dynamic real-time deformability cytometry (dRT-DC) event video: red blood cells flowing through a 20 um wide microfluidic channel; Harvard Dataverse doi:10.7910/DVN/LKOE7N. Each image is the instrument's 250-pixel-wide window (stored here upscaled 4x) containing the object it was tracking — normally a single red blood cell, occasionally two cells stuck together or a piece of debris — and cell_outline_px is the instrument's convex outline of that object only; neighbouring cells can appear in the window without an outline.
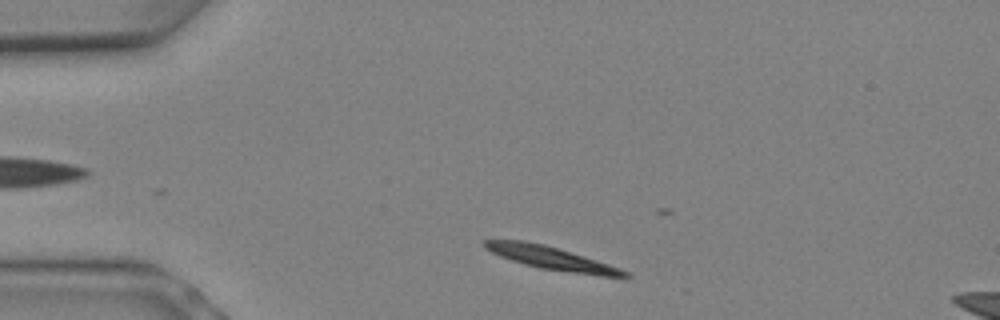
{"species": "Egyptian fruit bat (a non-hibernating species)", "species_latin": "Rousettus aegyptiacus", "temperature_condition": "warm", "stored_images_in_passage": 5, "camera_frame_rate_fps": 3000, "um_per_image_px": 0.085, "animal": {"sex": "female"}, "frame": {"image": 1, "passage_image": 1, "time_ms": 0.0, "image_size_px": [1000, 320], "cell_outline_px": [[632, 276], [600, 276], [540, 268], [524, 264], [500, 256], [484, 248], [480, 244], [484, 240], [524, 240], [544, 244], [596, 260], [620, 268], [628, 272]], "centroid_in_image_um": [46.8, 21.92], "position_along_channel_um": 38.2, "area_um2": 18.5}}
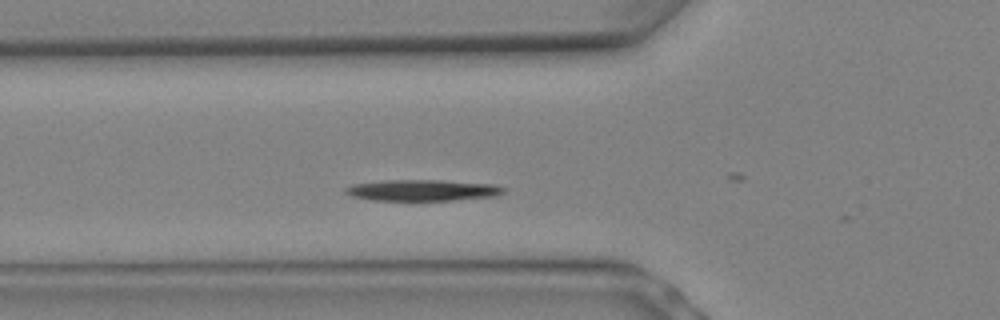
{"frame": {"image": 2, "passage_image": 4, "time_ms": 1.0, "image_size_px": [1000, 320], "cell_outline_px": [[508, 188], [504, 192], [496, 196], [452, 200], [372, 200], [352, 196], [344, 192], [344, 188], [356, 184], [384, 180], [440, 180], [492, 184]], "centroid_in_image_um": [35.94, 16.17], "position_along_channel_um": 89.9, "area_um2": 19.42}}